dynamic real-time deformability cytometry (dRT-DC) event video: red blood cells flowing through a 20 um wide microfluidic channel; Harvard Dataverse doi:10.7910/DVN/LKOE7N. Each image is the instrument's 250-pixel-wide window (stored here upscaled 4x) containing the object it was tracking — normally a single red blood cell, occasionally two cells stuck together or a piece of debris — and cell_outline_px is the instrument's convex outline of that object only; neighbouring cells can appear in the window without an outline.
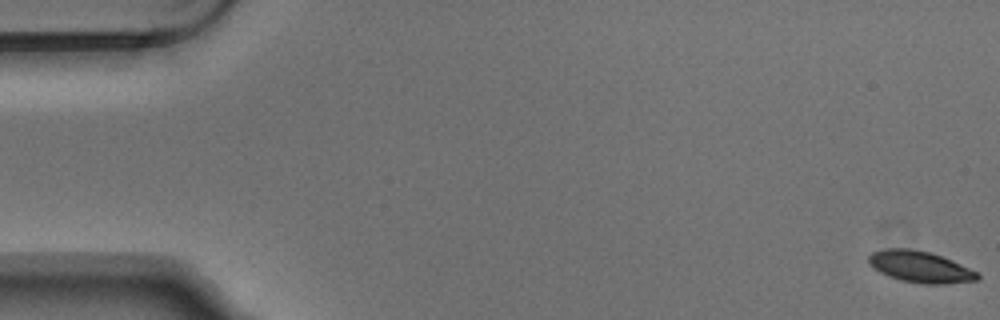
{"species": "Egyptian fruit bat (a non-hibernating species)", "species_latin": "Rousettus aegyptiacus", "temperature_condition": "warm", "stored_images_in_passage": 7, "camera_frame_rate_fps": 3000, "um_per_image_px": 0.085, "animal": {"sex": "male"}, "frame": {"image": 1, "passage_image": 1, "time_ms": 0.0, "image_size_px": [1000, 320], "cell_outline_px": [[980, 276], [976, 280], [944, 284], [924, 284], [900, 280], [888, 276], [880, 272], [868, 260], [868, 256], [872, 252], [888, 248], [908, 248], [928, 252], [952, 260], [976, 272]], "centroid_in_image_um": [78.2, 22.68], "position_along_channel_um": 6.8, "area_um2": 19.54}}
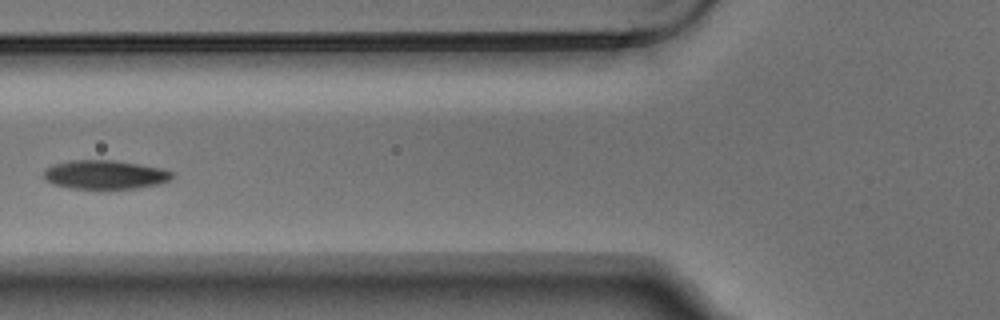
{"frame": {"image": 2, "passage_image": 6, "time_ms": 1.667, "image_size_px": [1000, 320], "cell_outline_px": [[176, 172], [168, 180], [160, 184], [136, 188], [72, 188], [52, 184], [44, 176], [44, 168], [52, 164], [72, 160], [112, 160], [164, 168]], "centroid_in_image_um": [8.94, 14.83], "position_along_channel_um": 116.9, "area_um2": 21.56}}
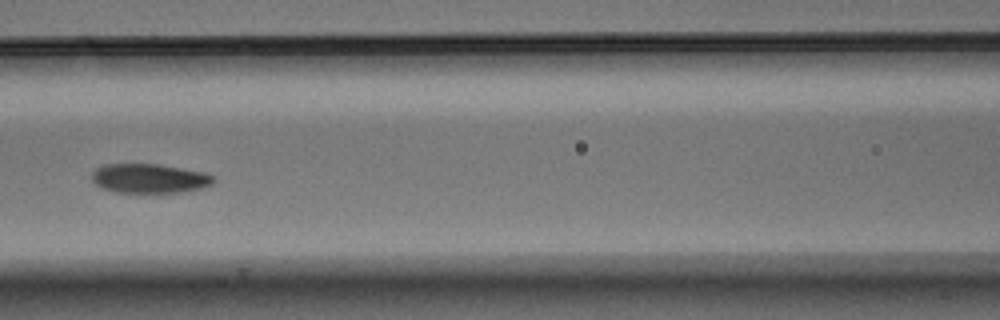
{"frame": {"image": 3, "passage_image": 7, "time_ms": 2.0, "image_size_px": [1000, 320], "cell_outline_px": [[216, 180], [212, 184], [200, 188], [180, 192], [116, 192], [100, 188], [92, 180], [92, 172], [96, 168], [104, 164], [160, 164], [204, 172], [212, 176]], "centroid_in_image_um": [12.67, 15.16], "position_along_channel_um": 153.9, "area_um2": 20.75}}